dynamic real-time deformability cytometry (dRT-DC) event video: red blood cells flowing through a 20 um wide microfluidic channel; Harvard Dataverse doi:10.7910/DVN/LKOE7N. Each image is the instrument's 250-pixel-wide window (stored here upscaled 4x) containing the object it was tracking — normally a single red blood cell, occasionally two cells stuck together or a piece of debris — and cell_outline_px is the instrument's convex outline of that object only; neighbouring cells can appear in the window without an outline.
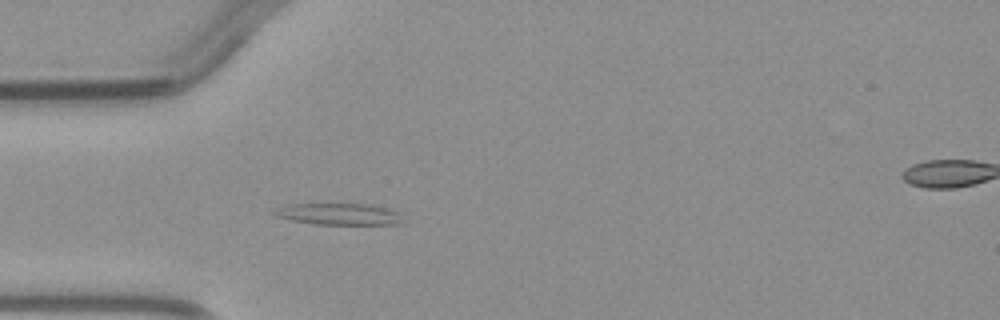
{"species": "common noctule bat (a hibernating species)", "species_latin": "Nyctalus noctula", "temperature_condition": "warm", "stored_images_in_passage": 3, "segment_of_instrument_passage": [1, 2], "camera_frame_rate_fps": 3000, "um_per_image_px": 0.085, "animal": {"sex": "male", "body_mass_g": 23.1, "forearm_length_mm": 52.7}, "frame": {"image": 1, "passage_image": 2, "time_ms": 1.333, "image_size_px": [1000, 320], "cell_outline_px": [[404, 224], [312, 224], [292, 220], [276, 216], [272, 212], [288, 204], [328, 200], [364, 204], [384, 208], [400, 212], [404, 220]], "centroid_in_image_um": [28.79, 18.14], "position_along_channel_um": 56.2, "area_um2": 17.11}}